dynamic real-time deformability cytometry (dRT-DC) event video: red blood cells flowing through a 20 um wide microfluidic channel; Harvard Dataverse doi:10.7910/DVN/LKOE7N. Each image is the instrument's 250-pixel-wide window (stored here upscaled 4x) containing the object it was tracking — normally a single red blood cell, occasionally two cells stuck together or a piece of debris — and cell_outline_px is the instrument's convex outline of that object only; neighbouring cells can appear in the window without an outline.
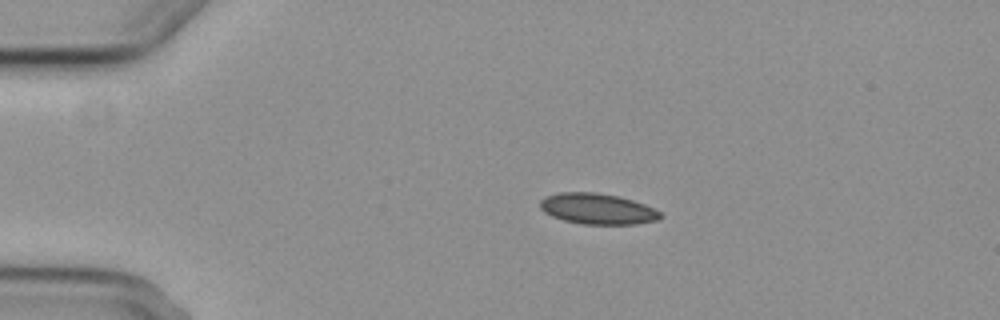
{"species": "common noctule bat (a hibernating species)", "species_latin": "Nyctalus noctula", "temperature_condition": "cold", "stored_images_in_passage": 4, "camera_frame_rate_fps": 3000, "um_per_image_px": 0.085, "animal": {"sex": "female", "body_mass_g": 29.2, "forearm_length_mm": 56.3}, "frame": {"image": 1, "passage_image": 2, "time_ms": 2.0, "image_size_px": [1000, 320], "cell_outline_px": [[664, 216], [656, 220], [636, 224], [584, 224], [564, 220], [552, 216], [544, 212], [540, 208], [540, 200], [544, 196], [560, 192], [596, 192], [620, 196], [644, 204], [660, 212]], "centroid_in_image_um": [50.76, 17.74], "position_along_channel_um": 34.2, "area_um2": 21.62}}